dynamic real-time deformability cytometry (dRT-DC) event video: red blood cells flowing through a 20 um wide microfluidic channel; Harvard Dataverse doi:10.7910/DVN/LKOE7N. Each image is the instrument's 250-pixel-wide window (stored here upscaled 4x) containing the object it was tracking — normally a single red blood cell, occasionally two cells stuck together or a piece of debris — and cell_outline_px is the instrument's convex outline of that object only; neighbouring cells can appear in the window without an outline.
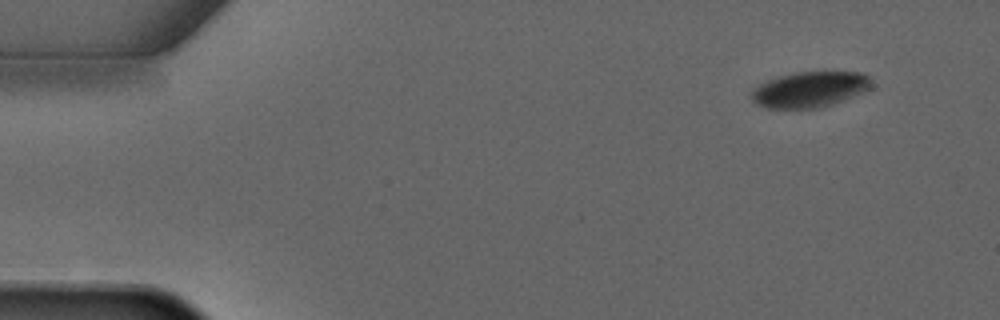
{"species": "common noctule bat (a hibernating species)", "species_latin": "Nyctalus noctula", "temperature_condition": "warm", "stored_images_in_passage": 5, "camera_frame_rate_fps": 3000, "um_per_image_px": 0.085, "animal": {"sex": "male", "forearm_length_mm": 52.5}, "frame": {"image": 1, "passage_image": 1, "time_ms": 0.0, "image_size_px": [1000, 320], "cell_outline_px": [[872, 88], [864, 92], [832, 104], [820, 108], [764, 108], [756, 104], [752, 100], [752, 88], [768, 80], [780, 76], [796, 72], [864, 72], [868, 76], [872, 84]], "centroid_in_image_um": [68.84, 7.6], "position_along_channel_um": 16.2, "area_um2": 24.97}}
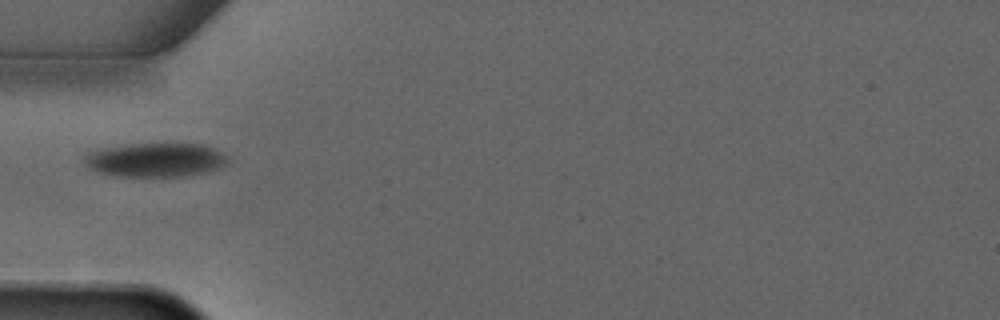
{"frame": {"image": 2, "passage_image": 4, "time_ms": 3.667, "image_size_px": [1000, 320], "cell_outline_px": [[228, 164], [204, 172], [180, 176], [120, 176], [96, 172], [88, 168], [84, 164], [84, 156], [88, 152], [96, 148], [128, 144], [204, 144], [228, 156]], "centroid_in_image_um": [13.14, 13.58], "position_along_channel_um": 71.9, "area_um2": 28.44}}